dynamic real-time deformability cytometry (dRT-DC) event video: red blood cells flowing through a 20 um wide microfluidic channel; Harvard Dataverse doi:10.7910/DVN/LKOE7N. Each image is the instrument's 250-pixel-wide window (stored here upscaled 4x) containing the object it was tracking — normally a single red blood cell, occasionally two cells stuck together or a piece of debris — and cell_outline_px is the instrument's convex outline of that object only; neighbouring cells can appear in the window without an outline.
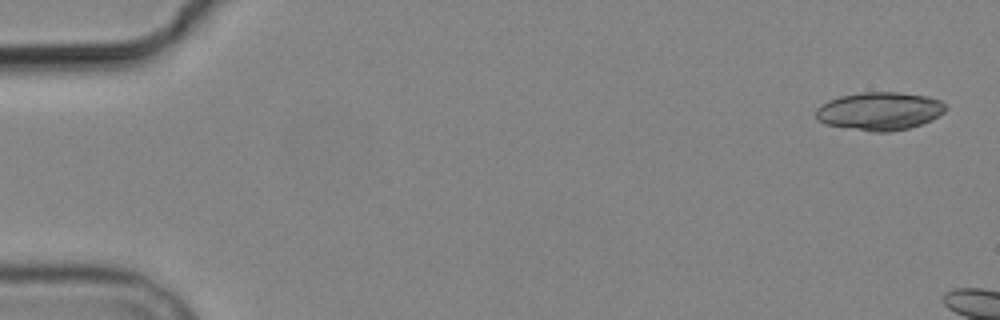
{"species": "common noctule bat (a hibernating species)", "species_latin": "Nyctalus noctula", "temperature_condition": "cold", "stored_images_in_passage": 3, "camera_frame_rate_fps": 3000, "um_per_image_px": 0.085, "animal": {"sex": "male", "body_mass_g": 19.2, "forearm_length_mm": 51.8}, "frame": {"image": 1, "passage_image": 1, "time_ms": 0.0, "image_size_px": [1000, 320], "cell_outline_px": [[948, 108], [944, 112], [932, 120], [908, 128], [888, 132], [872, 132], [824, 124], [816, 116], [816, 108], [820, 104], [828, 100], [840, 96], [860, 92], [896, 92], [928, 96], [940, 100], [948, 104]], "centroid_in_image_um": [74.78, 9.44], "position_along_channel_um": 10.2, "area_um2": 29.02}}